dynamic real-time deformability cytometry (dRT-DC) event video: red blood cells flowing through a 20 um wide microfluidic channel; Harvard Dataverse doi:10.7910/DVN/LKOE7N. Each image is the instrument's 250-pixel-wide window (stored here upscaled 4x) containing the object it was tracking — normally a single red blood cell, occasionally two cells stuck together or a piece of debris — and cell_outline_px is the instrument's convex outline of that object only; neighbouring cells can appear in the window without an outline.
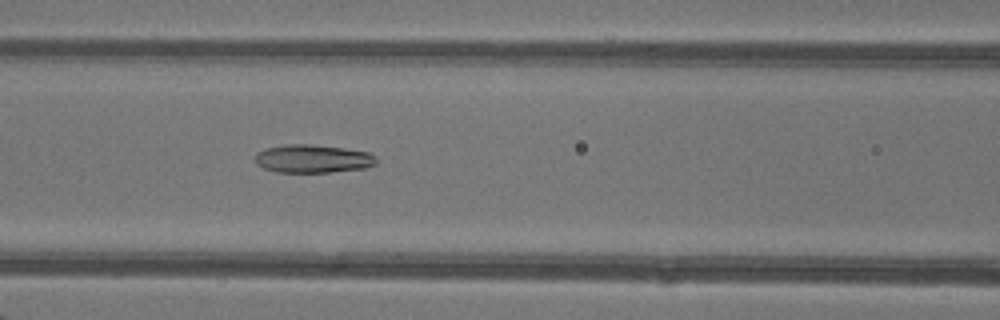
{"species": "common noctule bat (a hibernating species)", "species_latin": "Nyctalus noctula", "temperature_condition": "warm", "stored_images_in_passage": 49, "camera_frame_rate_fps": 3000, "um_per_image_px": 0.085, "animal": {"sex": "female"}, "frame": {"image": 1, "passage_image": 22, "time_ms": 7.0, "image_size_px": [1000, 320], "cell_outline_px": [[376, 164], [364, 168], [328, 172], [276, 172], [264, 168], [256, 164], [256, 152], [264, 148], [288, 144], [312, 144], [344, 148], [368, 152], [376, 156]], "centroid_in_image_um": [26.57, 13.48], "position_along_channel_um": 140.0, "area_um2": 19.94}}
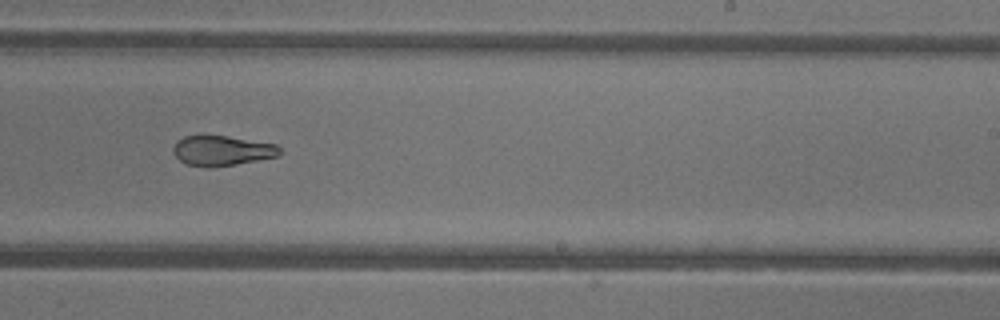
{"frame": {"image": 2, "passage_image": 31, "time_ms": 10.0, "image_size_px": [1000, 320], "cell_outline_px": [[284, 152], [280, 156], [236, 164], [188, 164], [180, 160], [172, 152], [172, 148], [184, 136], [200, 132], [276, 144]], "centroid_in_image_um": [18.9, 12.73], "position_along_channel_um": 270.1, "area_um2": 18.44}}
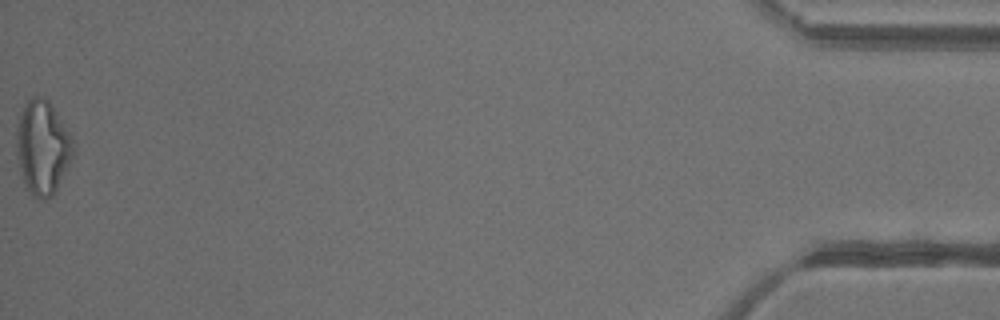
{"frame": {"image": 3, "passage_image": 49, "time_ms": 16.0, "image_size_px": [1000, 320], "cell_outline_px": [[76, 148], [52, 196], [44, 200], [40, 200], [32, 196], [24, 188], [16, 152], [16, 132], [20, 116], [24, 104], [32, 96], [44, 96], [48, 100], [56, 112], [68, 132]], "centroid_in_image_um": [3.58, 12.55], "position_along_channel_um": 431.6, "area_um2": 30.92}, "authors_computed_cell_mechanics": {"area_um2": 22.542, "velocity_mm_per_s": 4.3472, "shape_relaxation_time_tau1_ms": 7.8558, "shape_relaxation_time_tau2_ms": 1.9326, "deformation_change_tau1": 0.2443, "deformation_change_tau2": 0.0967}}